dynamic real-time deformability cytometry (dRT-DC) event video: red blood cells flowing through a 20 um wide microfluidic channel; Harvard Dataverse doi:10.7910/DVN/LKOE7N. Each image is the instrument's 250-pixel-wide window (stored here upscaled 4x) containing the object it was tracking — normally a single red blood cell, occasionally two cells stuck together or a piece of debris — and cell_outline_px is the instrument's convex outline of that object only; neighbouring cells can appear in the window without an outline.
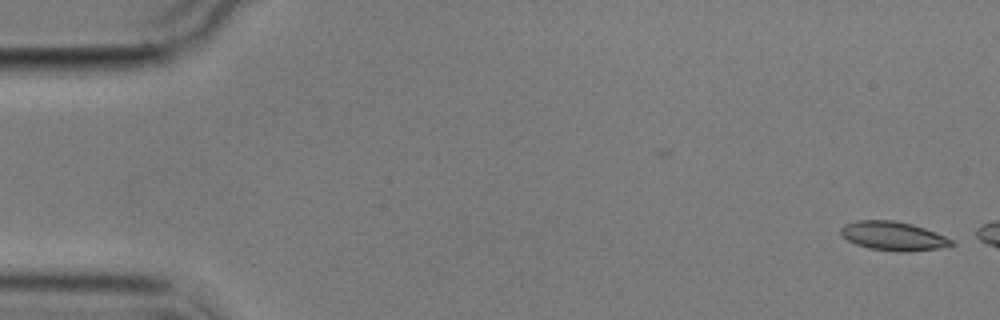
{"species": "common noctule bat (a hibernating species)", "species_latin": "Nyctalus noctula", "temperature_condition": "cold", "stored_images_in_passage": 2, "camera_frame_rate_fps": 3000, "um_per_image_px": 0.085, "animal": {"sex": "male", "body_mass_g": 17.9}, "frame": {"image": 1, "passage_image": 2, "time_ms": 1.333, "image_size_px": [1000, 320], "cell_outline_px": [[956, 244], [940, 248], [908, 252], [900, 252], [868, 248], [856, 244], [840, 236], [840, 228], [844, 224], [856, 220], [892, 220], [912, 224], [924, 228], [944, 236], [952, 240]], "centroid_in_image_um": [75.89, 20.06], "position_along_channel_um": 9.1, "area_um2": 18.73}}